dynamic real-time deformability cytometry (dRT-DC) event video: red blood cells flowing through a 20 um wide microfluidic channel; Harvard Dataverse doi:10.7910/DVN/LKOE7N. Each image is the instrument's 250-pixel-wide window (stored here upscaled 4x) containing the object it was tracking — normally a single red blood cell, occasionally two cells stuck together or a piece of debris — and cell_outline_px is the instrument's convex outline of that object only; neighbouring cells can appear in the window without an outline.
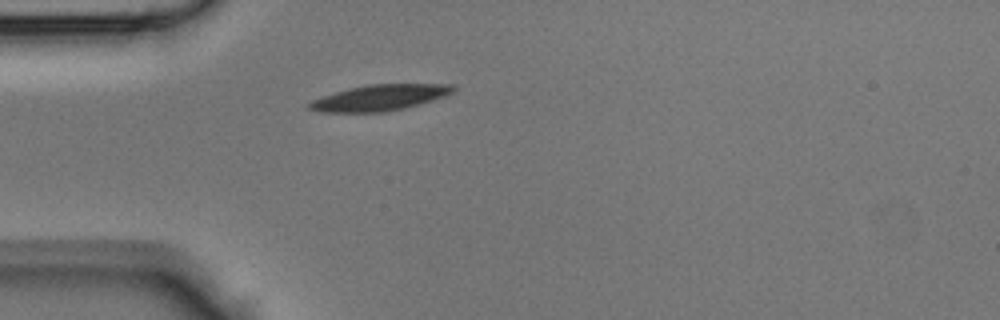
{"species": "Egyptian fruit bat (a non-hibernating species)", "species_latin": "Rousettus aegyptiacus", "temperature_condition": "room temperature", "stored_images_in_passage": 28, "camera_frame_rate_fps": 3000, "um_per_image_px": 0.085, "animal": {"sex": "male"}, "frame": {"image": 1, "passage_image": 1, "time_ms": 0.0, "image_size_px": [1000, 320], "cell_outline_px": [[456, 88], [452, 92], [444, 96], [404, 108], [384, 112], [320, 112], [308, 108], [308, 104], [312, 100], [348, 88], [368, 84], [452, 84]], "centroid_in_image_um": [32.26, 8.3], "position_along_channel_um": 52.7, "area_um2": 21.44}}
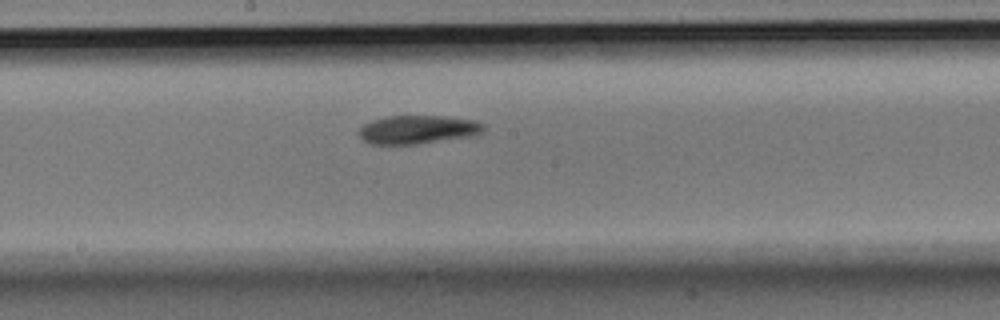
{"frame": {"image": 2, "passage_image": 12, "time_ms": 3.667, "image_size_px": [1000, 320], "cell_outline_px": [[484, 132], [476, 136], [420, 144], [372, 144], [364, 140], [360, 136], [360, 128], [364, 124], [372, 120], [388, 116], [444, 116], [476, 120], [484, 124]], "centroid_in_image_um": [35.59, 11.02], "position_along_channel_um": 212.6, "area_um2": 20.92}}
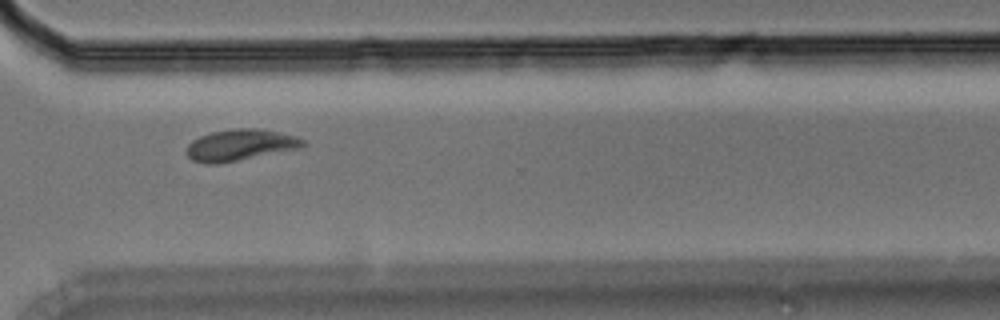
{"frame": {"image": 3, "passage_image": 21, "time_ms": 6.667, "image_size_px": [1000, 320], "cell_outline_px": [[308, 144], [300, 148], [220, 164], [208, 164], [192, 160], [184, 152], [188, 144], [192, 140], [200, 136], [212, 132], [236, 128], [256, 128], [296, 136], [304, 140]], "centroid_in_image_um": [20.39, 12.34], "position_along_channel_um": 350.2, "area_um2": 21.33}}